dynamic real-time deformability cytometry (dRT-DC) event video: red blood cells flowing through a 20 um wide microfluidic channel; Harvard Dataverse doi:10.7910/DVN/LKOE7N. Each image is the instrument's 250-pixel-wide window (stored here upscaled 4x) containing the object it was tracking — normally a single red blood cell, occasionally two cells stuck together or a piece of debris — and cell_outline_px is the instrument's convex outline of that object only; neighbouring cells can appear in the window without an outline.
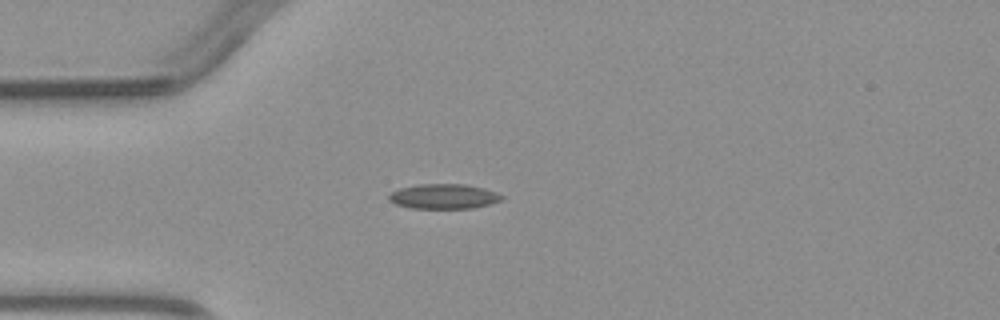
{"species": "common noctule bat (a hibernating species)", "species_latin": "Nyctalus noctula", "temperature_condition": "warm", "stored_images_in_passage": 1, "camera_frame_rate_fps": 3000, "um_per_image_px": 0.085, "animal": {"sex": "male", "body_mass_g": 23.1, "forearm_length_mm": 52.7}, "frame": {"image": 1, "passage_image": 1, "time_ms": 0.0, "image_size_px": [1000, 320], "cell_outline_px": [[504, 196], [500, 200], [488, 204], [472, 208], [412, 208], [396, 204], [388, 200], [388, 196], [392, 192], [400, 188], [420, 184], [464, 184], [484, 188], [496, 192]], "centroid_in_image_um": [37.7, 16.69], "position_along_channel_um": 47.3, "area_um2": 16.18}}